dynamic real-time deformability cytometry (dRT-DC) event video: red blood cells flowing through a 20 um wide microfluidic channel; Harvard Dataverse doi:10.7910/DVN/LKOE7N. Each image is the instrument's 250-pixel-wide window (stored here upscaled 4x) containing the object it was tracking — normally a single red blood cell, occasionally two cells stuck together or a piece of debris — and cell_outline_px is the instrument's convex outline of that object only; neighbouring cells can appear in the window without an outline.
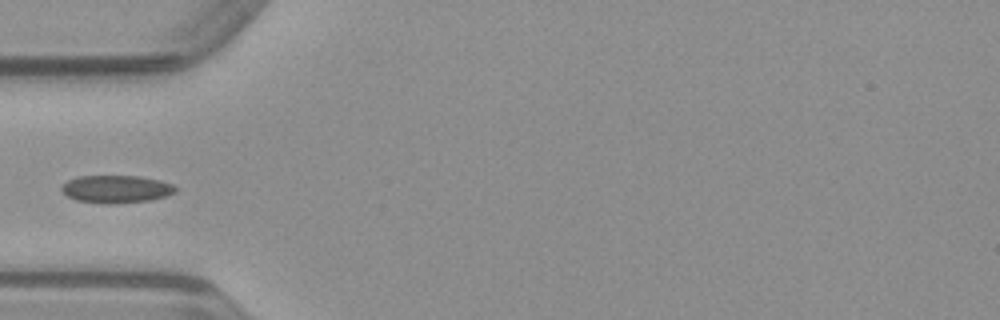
{"species": "common noctule bat (a hibernating species)", "species_latin": "Nyctalus noctula", "temperature_condition": "warm", "stored_images_in_passage": 35, "camera_frame_rate_fps": 3000, "um_per_image_px": 0.085, "animal": {"sex": "male", "body_mass_g": 23.1, "forearm_length_mm": 52.7}, "frame": {"image": 1, "passage_image": 1, "time_ms": 0.0, "image_size_px": [1000, 320], "cell_outline_px": [[176, 192], [164, 196], [148, 200], [116, 204], [100, 204], [76, 200], [68, 196], [60, 188], [68, 180], [76, 176], [140, 176], [160, 180], [172, 184], [176, 188]], "centroid_in_image_um": [9.86, 16.07], "position_along_channel_um": 75.1, "area_um2": 18.38}}
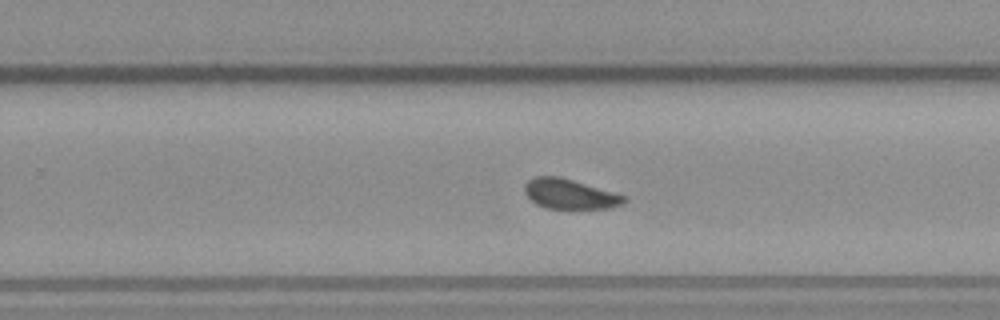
{"frame": {"image": 2, "passage_image": 16, "time_ms": 5.0, "image_size_px": [1000, 320], "cell_outline_px": [[628, 200], [620, 204], [608, 208], [544, 208], [536, 204], [524, 192], [524, 184], [528, 180], [536, 176], [560, 176], [612, 192], [624, 196]], "centroid_in_image_um": [48.37, 16.48], "position_along_channel_um": 281.4, "area_um2": 17.05}}
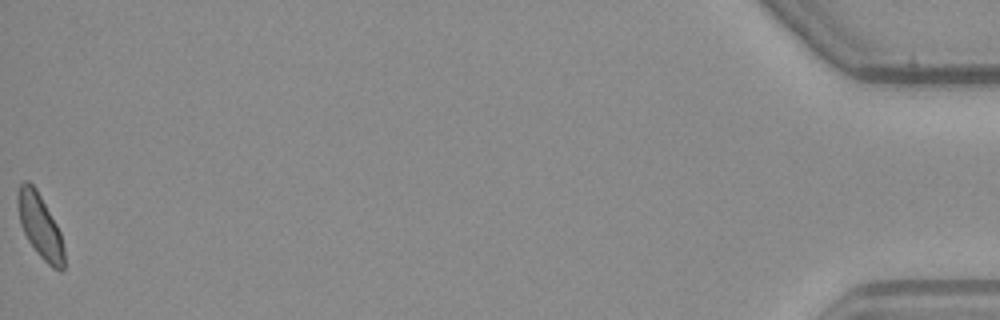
{"frame": {"image": 3, "passage_image": 35, "time_ms": 11.333, "image_size_px": [1000, 320], "cell_outline_px": [[64, 268], [60, 272], [52, 268], [36, 252], [28, 240], [20, 224], [16, 204], [16, 196], [20, 184], [24, 180], [28, 180], [36, 188], [56, 224], [60, 232], [64, 248]], "centroid_in_image_um": [3.38, 19.21], "position_along_channel_um": 431.8, "area_um2": 17.4}}